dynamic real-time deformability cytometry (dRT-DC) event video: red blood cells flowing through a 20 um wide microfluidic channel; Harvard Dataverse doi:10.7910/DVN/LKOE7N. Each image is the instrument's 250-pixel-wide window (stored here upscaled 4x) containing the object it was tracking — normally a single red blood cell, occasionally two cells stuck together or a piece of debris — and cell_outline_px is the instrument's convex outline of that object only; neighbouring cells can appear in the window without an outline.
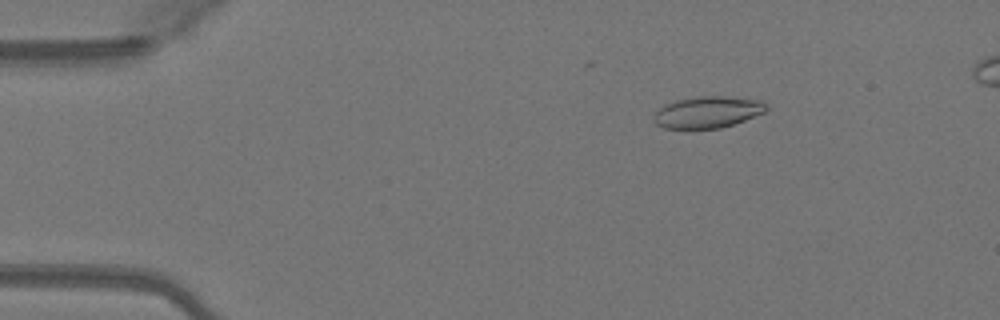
{"species": "Egyptian fruit bat (a non-hibernating species)", "species_latin": "Rousettus aegyptiacus", "temperature_condition": "warm", "stored_images_in_passage": 50, "camera_frame_rate_fps": 3000, "um_per_image_px": 0.085, "animal": {"sex": "female"}, "frame": {"image": 1, "passage_image": 8, "time_ms": 2.333, "image_size_px": [1000, 320], "cell_outline_px": [[768, 108], [764, 112], [744, 120], [720, 128], [664, 128], [656, 124], [652, 120], [652, 116], [664, 104], [676, 100], [696, 96], [728, 96], [760, 100], [768, 104]], "centroid_in_image_um": [60.13, 9.52], "position_along_channel_um": 24.9, "area_um2": 20.75}}
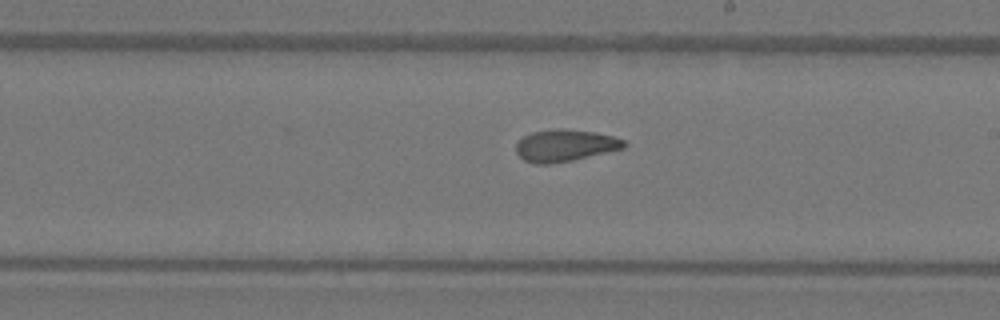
{"frame": {"image": 2, "passage_image": 29, "time_ms": 9.333, "image_size_px": [1000, 320], "cell_outline_px": [[628, 144], [624, 148], [572, 160], [552, 164], [536, 164], [524, 160], [516, 152], [516, 144], [524, 136], [532, 132], [556, 128], [564, 128], [596, 132], [612, 136], [624, 140]], "centroid_in_image_um": [48.03, 12.36], "position_along_channel_um": 241.0, "area_um2": 20.11}}
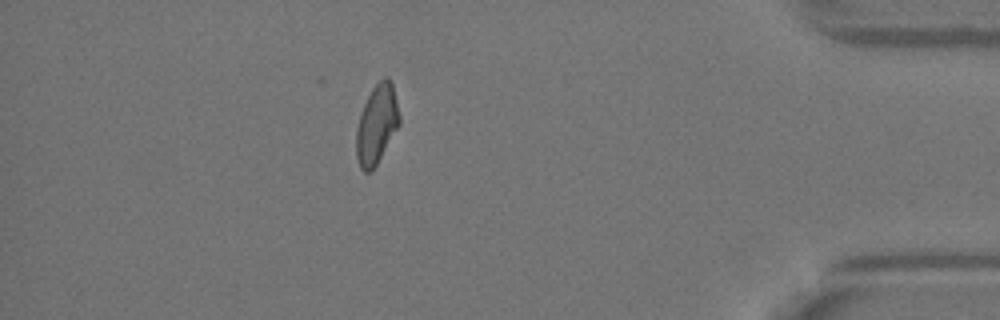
{"frame": {"image": 3, "passage_image": 44, "time_ms": 14.333, "image_size_px": [1000, 320], "cell_outline_px": [[400, 124], [372, 172], [364, 172], [360, 168], [356, 156], [356, 132], [360, 116], [364, 104], [372, 88], [384, 76], [388, 76], [392, 84], [400, 116]], "centroid_in_image_um": [32.02, 10.59], "position_along_channel_um": 403.2, "area_um2": 19.77}}